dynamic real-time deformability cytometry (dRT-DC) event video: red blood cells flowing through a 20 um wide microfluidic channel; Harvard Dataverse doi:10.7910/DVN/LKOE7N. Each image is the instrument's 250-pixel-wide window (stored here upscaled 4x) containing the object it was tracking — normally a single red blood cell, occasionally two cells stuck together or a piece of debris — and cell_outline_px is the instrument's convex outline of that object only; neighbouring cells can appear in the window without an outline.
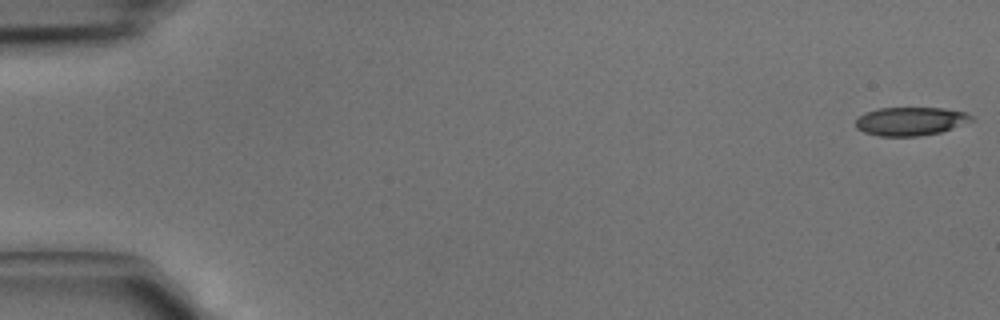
{"species": "common noctule bat (a hibernating species)", "species_latin": "Nyctalus noctula", "temperature_condition": "cold", "stored_images_in_passage": 5, "segment_of_instrument_passage": [1, 2], "camera_frame_rate_fps": 3000, "um_per_image_px": 0.085, "animal": {"sex": "male", "body_mass_g": 15.6}, "frame": {"image": 1, "passage_image": 1, "time_ms": 0.0, "image_size_px": [1000, 320], "cell_outline_px": [[972, 120], [952, 128], [940, 132], [920, 136], [880, 136], [864, 132], [856, 128], [856, 120], [864, 112], [880, 108], [944, 108], [964, 112], [972, 116]], "centroid_in_image_um": [77.36, 10.3], "position_along_channel_um": 7.6, "area_um2": 19.02}}
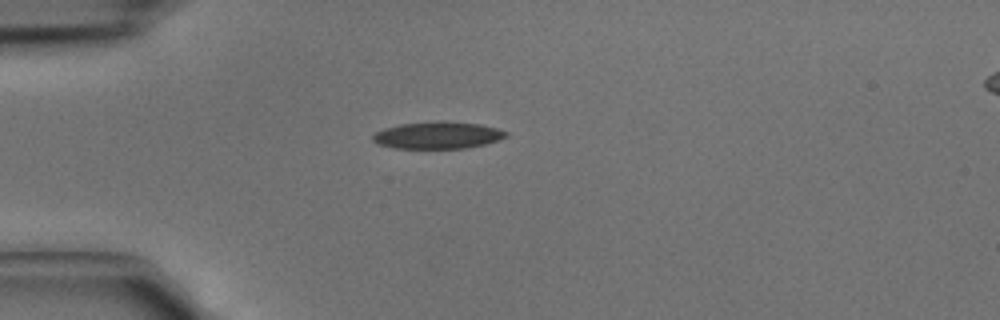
{"frame": {"image": 2, "passage_image": 4, "time_ms": 1.0, "image_size_px": [1000, 320], "cell_outline_px": [[508, 136], [484, 144], [464, 148], [392, 148], [376, 144], [372, 140], [372, 136], [376, 132], [384, 128], [400, 124], [480, 124], [496, 128], [508, 132]], "centroid_in_image_um": [37.15, 11.55], "position_along_channel_um": 47.9, "area_um2": 19.88}}